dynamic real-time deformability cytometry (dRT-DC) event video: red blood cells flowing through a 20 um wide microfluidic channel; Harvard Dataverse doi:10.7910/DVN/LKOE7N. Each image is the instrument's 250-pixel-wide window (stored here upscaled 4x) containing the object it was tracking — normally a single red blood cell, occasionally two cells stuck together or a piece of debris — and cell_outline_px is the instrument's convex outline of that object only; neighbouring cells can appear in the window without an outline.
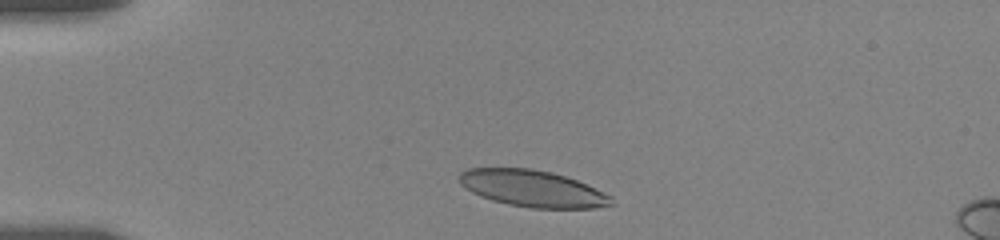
{"species": "human", "species_latin": "Homo sapiens", "temperature_condition": "room temperature", "stored_images_in_passage": 9, "camera_frame_rate_fps": 3000, "um_per_image_px": 0.085, "donor": {"sex": "female"}, "frame": {"image": 1, "passage_image": 4, "time_ms": 1.0, "image_size_px": [1000, 240], "cell_outline_px": [[616, 204], [592, 208], [532, 208], [508, 204], [492, 200], [480, 196], [464, 188], [456, 180], [460, 172], [468, 168], [532, 168], [552, 172], [576, 180], [612, 196]], "centroid_in_image_um": [45.23, 16.02], "position_along_channel_um": 39.8, "area_um2": 32.6}}
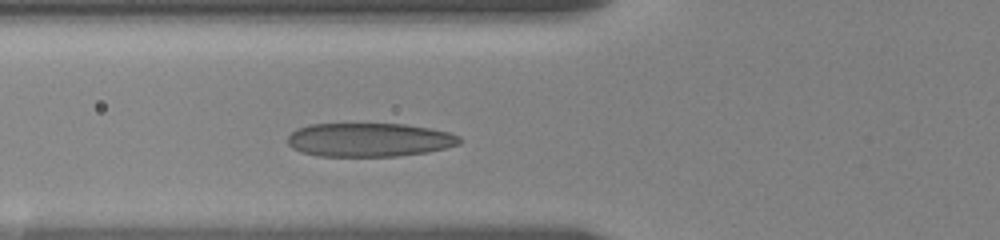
{"frame": {"image": 2, "passage_image": 9, "time_ms": 3.667, "image_size_px": [1000, 240], "cell_outline_px": [[460, 144], [428, 152], [396, 156], [316, 156], [300, 152], [292, 148], [288, 144], [288, 136], [296, 128], [308, 124], [404, 124], [428, 128], [448, 132], [460, 136]], "centroid_in_image_um": [31.34, 11.89], "position_along_channel_um": 94.5, "area_um2": 33.87}}